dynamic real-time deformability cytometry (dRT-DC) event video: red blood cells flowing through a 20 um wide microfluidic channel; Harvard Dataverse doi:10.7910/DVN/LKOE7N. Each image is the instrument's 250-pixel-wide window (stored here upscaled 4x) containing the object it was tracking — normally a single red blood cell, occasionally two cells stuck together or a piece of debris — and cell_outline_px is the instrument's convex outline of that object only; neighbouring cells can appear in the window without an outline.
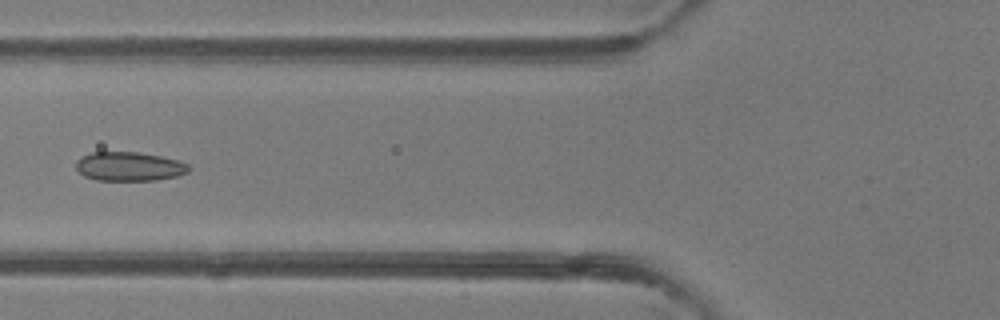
{"species": "common noctule bat (a hibernating species)", "species_latin": "Nyctalus noctula", "temperature_condition": "room temperature", "stored_images_in_passage": 5, "camera_frame_rate_fps": 3000, "um_per_image_px": 0.085, "animal": {"sex": "female"}, "frame": {"image": 1, "passage_image": 4, "time_ms": 3.667, "image_size_px": [1000, 320], "cell_outline_px": [[188, 172], [176, 176], [156, 180], [96, 180], [84, 176], [76, 168], [76, 160], [92, 152], [136, 152], [160, 156], [176, 160], [188, 164]], "centroid_in_image_um": [10.96, 14.15], "position_along_channel_um": 114.8, "area_um2": 18.84}}
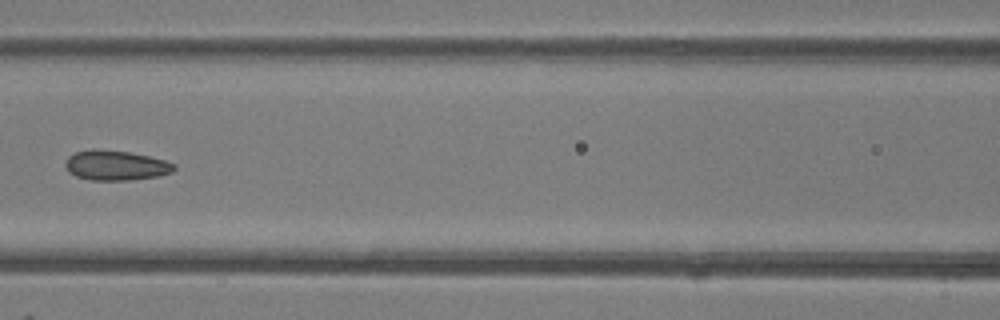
{"frame": {"image": 2, "passage_image": 5, "time_ms": 4.667, "image_size_px": [1000, 320], "cell_outline_px": [[176, 168], [172, 172], [160, 176], [128, 180], [92, 180], [76, 176], [68, 172], [64, 164], [68, 156], [76, 152], [92, 148], [128, 152], [148, 156], [164, 160], [176, 164]], "centroid_in_image_um": [9.83, 14.05], "position_along_channel_um": 156.8, "area_um2": 19.02}}